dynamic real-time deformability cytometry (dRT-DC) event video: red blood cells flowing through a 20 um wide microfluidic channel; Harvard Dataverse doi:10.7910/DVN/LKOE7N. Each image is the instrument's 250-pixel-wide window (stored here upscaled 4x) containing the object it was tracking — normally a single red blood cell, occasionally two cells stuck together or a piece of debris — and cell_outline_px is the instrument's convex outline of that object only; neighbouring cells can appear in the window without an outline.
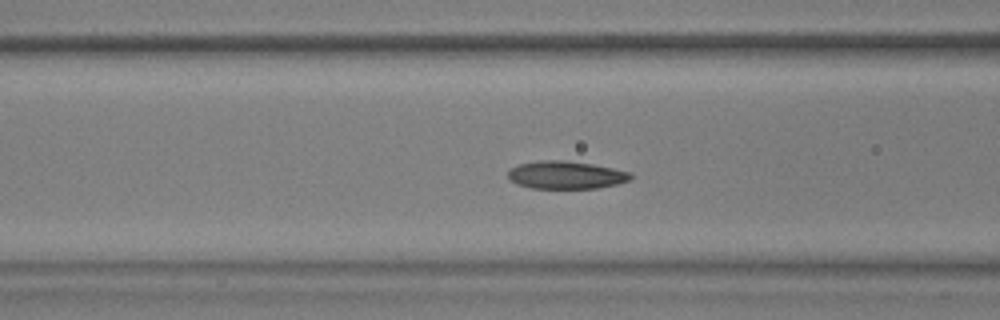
{"species": "common noctule bat (a hibernating species)", "species_latin": "Nyctalus noctula", "temperature_condition": "warm", "stored_images_in_passage": 56, "camera_frame_rate_fps": 3000, "um_per_image_px": 0.085, "animal": {"sex": "male", "body_mass_g": 17.9, "forearm_length_mm": 54.2}, "frame": {"image": 1, "passage_image": 22, "time_ms": 7.0, "image_size_px": [1000, 320], "cell_outline_px": [[632, 180], [616, 184], [596, 188], [532, 188], [516, 184], [508, 176], [508, 168], [516, 164], [540, 160], [560, 160], [592, 164], [632, 172]], "centroid_in_image_um": [48.09, 14.87], "position_along_channel_um": 118.5, "area_um2": 19.94}}
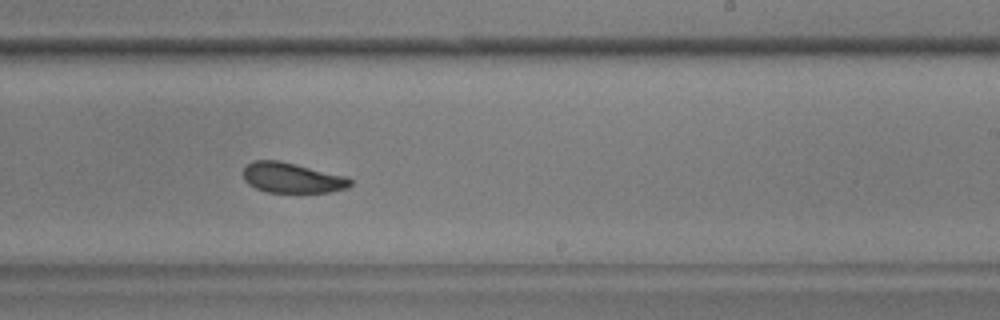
{"frame": {"image": 2, "passage_image": 34, "time_ms": 11.0, "image_size_px": [1000, 320], "cell_outline_px": [[352, 184], [348, 188], [328, 192], [268, 192], [256, 188], [248, 184], [244, 180], [244, 168], [248, 164], [256, 160], [280, 160], [348, 176], [352, 180]], "centroid_in_image_um": [24.86, 15.11], "position_along_channel_um": 264.1, "area_um2": 18.96}}
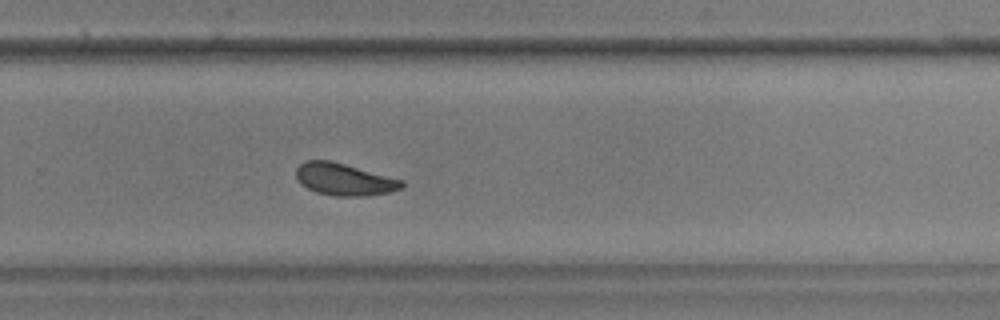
{"frame": {"image": 3, "passage_image": 37, "time_ms": 12.0, "image_size_px": [1000, 320], "cell_outline_px": [[404, 188], [388, 192], [364, 196], [336, 196], [316, 192], [300, 184], [296, 176], [296, 168], [300, 164], [308, 160], [332, 160], [404, 180]], "centroid_in_image_um": [29.27, 15.24], "position_along_channel_um": 300.5, "area_um2": 19.88}, "authors_computed_cell_mechanics": {"area_um2": 19.941, "velocity_mm_per_s": 3.6454, "shape_relaxation_time_tau1_ms": 2.9707, "shape_relaxation_time_tau2_ms": 5.5069, "deformation_change_tau1": 0.0921, "deformation_change_tau2": 0.1067}}